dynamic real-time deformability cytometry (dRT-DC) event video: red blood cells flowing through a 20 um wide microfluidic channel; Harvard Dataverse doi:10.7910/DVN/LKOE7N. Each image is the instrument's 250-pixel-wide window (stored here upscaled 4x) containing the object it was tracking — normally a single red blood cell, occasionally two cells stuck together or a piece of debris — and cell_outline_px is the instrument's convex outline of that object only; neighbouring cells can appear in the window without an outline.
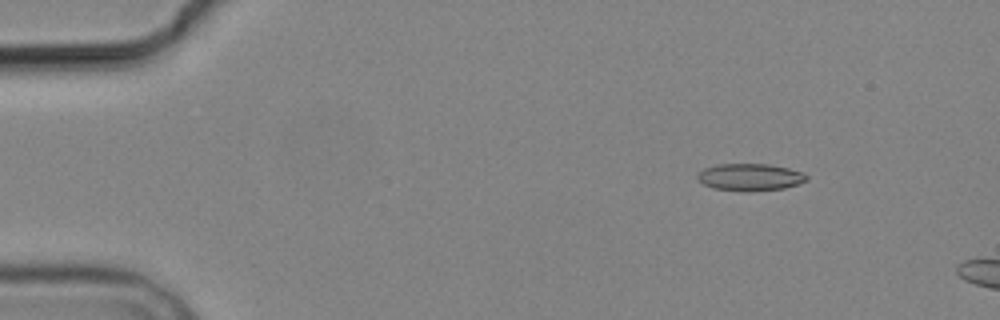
{"species": "common noctule bat (a hibernating species)", "species_latin": "Nyctalus noctula", "temperature_condition": "cold", "stored_images_in_passage": 4, "camera_frame_rate_fps": 3000, "um_per_image_px": 0.085, "animal": {"sex": "male", "body_mass_g": 19.2, "forearm_length_mm": 51.8}, "frame": {"image": 1, "passage_image": 2, "time_ms": 1.0, "image_size_px": [1000, 320], "cell_outline_px": [[808, 180], [784, 188], [748, 192], [712, 188], [696, 180], [696, 176], [704, 168], [716, 164], [768, 164], [788, 168], [804, 172], [808, 176]], "centroid_in_image_um": [63.74, 15.06], "position_along_channel_um": 21.3, "area_um2": 17.4}}